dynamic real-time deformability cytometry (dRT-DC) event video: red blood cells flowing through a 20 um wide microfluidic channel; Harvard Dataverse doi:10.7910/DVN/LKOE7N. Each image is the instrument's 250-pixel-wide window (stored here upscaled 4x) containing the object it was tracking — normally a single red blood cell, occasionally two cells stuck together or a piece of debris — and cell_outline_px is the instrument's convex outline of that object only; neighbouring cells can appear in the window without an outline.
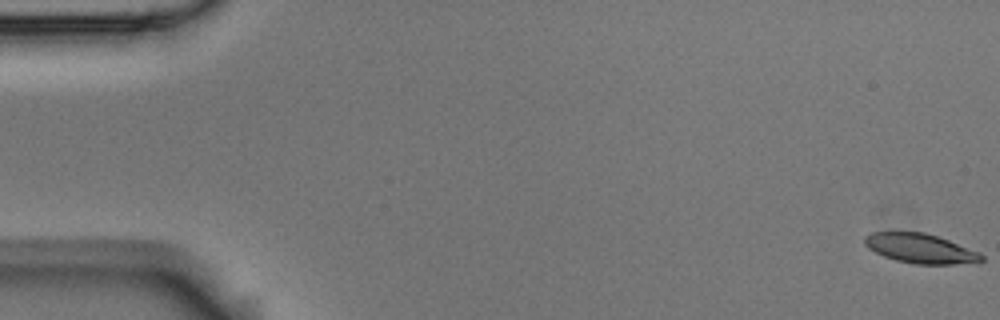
{"species": "Egyptian fruit bat (a non-hibernating species)", "species_latin": "Rousettus aegyptiacus", "temperature_condition": "room temperature", "stored_images_in_passage": 6, "camera_frame_rate_fps": 3000, "um_per_image_px": 0.085, "animal": {"sex": "male"}, "frame": {"image": 1, "passage_image": 1, "time_ms": 0.0, "image_size_px": [1000, 320], "cell_outline_px": [[984, 260], [980, 264], [912, 264], [896, 260], [884, 256], [868, 248], [864, 244], [864, 236], [872, 232], [924, 232], [948, 240], [980, 252], [984, 256]], "centroid_in_image_um": [78.29, 21.14], "position_along_channel_um": 6.7, "area_um2": 20.35}}
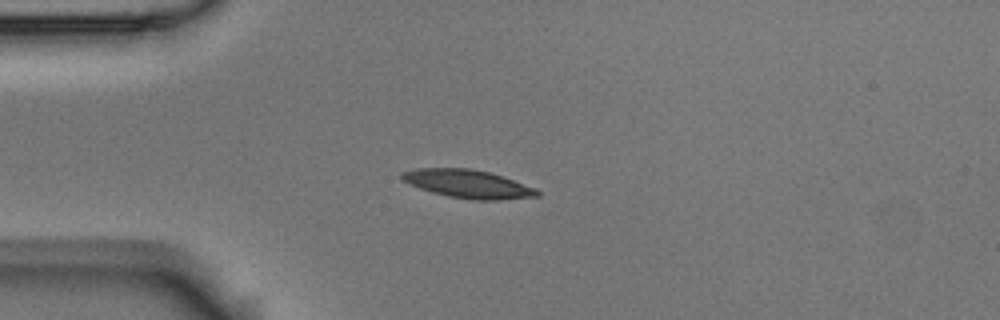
{"frame": {"image": 2, "passage_image": 5, "time_ms": 1.333, "image_size_px": [1000, 320], "cell_outline_px": [[540, 196], [500, 200], [472, 200], [448, 196], [432, 192], [420, 188], [400, 180], [400, 172], [416, 168], [472, 168], [504, 176], [536, 188], [540, 192]], "centroid_in_image_um": [39.77, 15.63], "position_along_channel_um": 45.2, "area_um2": 22.54}}